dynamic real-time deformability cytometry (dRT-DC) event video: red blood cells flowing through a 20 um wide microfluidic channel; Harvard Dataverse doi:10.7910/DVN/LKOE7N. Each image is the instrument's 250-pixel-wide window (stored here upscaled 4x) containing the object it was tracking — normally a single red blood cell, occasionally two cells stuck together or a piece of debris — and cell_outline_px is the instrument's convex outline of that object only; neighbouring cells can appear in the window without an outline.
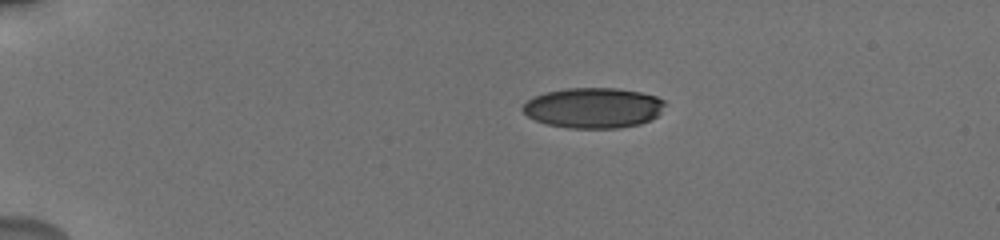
{"species": "human", "species_latin": "Homo sapiens", "temperature_condition": "cold", "stored_images_in_passage": 19, "camera_frame_rate_fps": 3000, "um_per_image_px": 0.085, "donor": {"sex": "male"}, "frame": {"image": 1, "passage_image": 1, "time_ms": 0.0, "image_size_px": [1000, 240], "cell_outline_px": [[668, 104], [652, 120], [640, 124], [616, 128], [568, 128], [544, 124], [528, 116], [520, 108], [532, 96], [544, 92], [564, 88], [616, 88], [640, 92], [656, 96], [664, 100]], "centroid_in_image_um": [50.43, 9.16], "position_along_channel_um": 34.6, "area_um2": 33.81}}
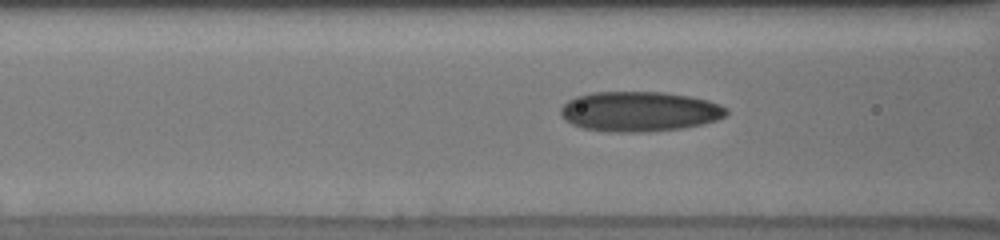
{"frame": {"image": 2, "passage_image": 13, "time_ms": 4.0, "image_size_px": [1000, 240], "cell_outline_px": [[728, 112], [724, 116], [716, 120], [700, 124], [680, 128], [648, 132], [608, 132], [584, 128], [572, 124], [564, 120], [560, 112], [560, 108], [568, 100], [576, 96], [592, 92], [664, 92], [688, 96], [708, 100], [720, 104], [728, 108]], "centroid_in_image_um": [54.33, 9.47], "position_along_channel_um": 112.3, "area_um2": 38.67}}
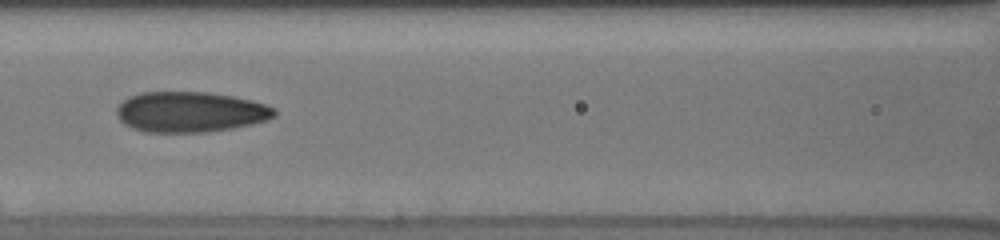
{"frame": {"image": 3, "passage_image": 16, "time_ms": 5.0, "image_size_px": [1000, 240], "cell_outline_px": [[276, 116], [268, 120], [252, 124], [232, 128], [204, 132], [144, 132], [132, 128], [124, 124], [116, 116], [116, 108], [128, 96], [140, 92], [208, 92], [232, 96], [252, 100], [276, 108]], "centroid_in_image_um": [16.16, 9.51], "position_along_channel_um": 150.4, "area_um2": 37.45}}